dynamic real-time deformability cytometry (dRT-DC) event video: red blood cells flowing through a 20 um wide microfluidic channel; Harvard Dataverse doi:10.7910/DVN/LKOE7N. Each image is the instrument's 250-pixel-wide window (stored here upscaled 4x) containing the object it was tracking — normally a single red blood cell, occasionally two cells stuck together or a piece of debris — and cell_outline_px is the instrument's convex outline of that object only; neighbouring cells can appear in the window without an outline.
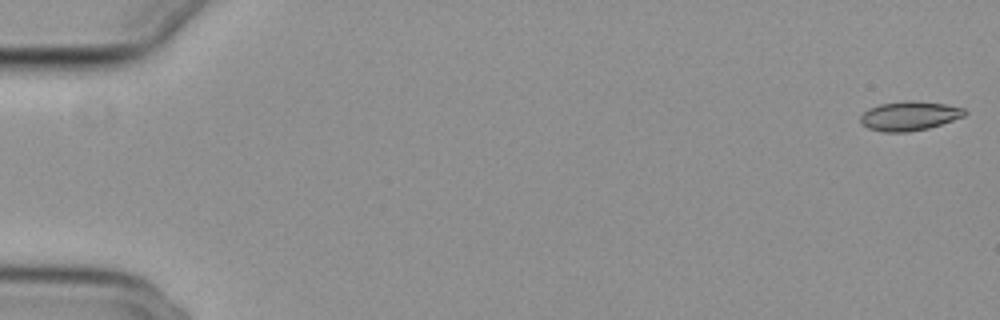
{"species": "common noctule bat (a hibernating species)", "species_latin": "Nyctalus noctula", "temperature_condition": "cold", "stored_images_in_passage": 56, "camera_frame_rate_fps": 3000, "um_per_image_px": 0.085, "animal": {"sex": "female", "body_mass_g": 29.2, "forearm_length_mm": 56.3}, "frame": {"image": 1, "passage_image": 1, "time_ms": 0.0, "image_size_px": [1000, 320], "cell_outline_px": [[968, 112], [964, 116], [928, 128], [908, 132], [884, 132], [868, 128], [860, 124], [860, 116], [868, 108], [880, 104], [904, 100], [916, 100], [944, 104], [964, 108]], "centroid_in_image_um": [77.27, 9.84], "position_along_channel_um": 7.7, "area_um2": 17.86}}
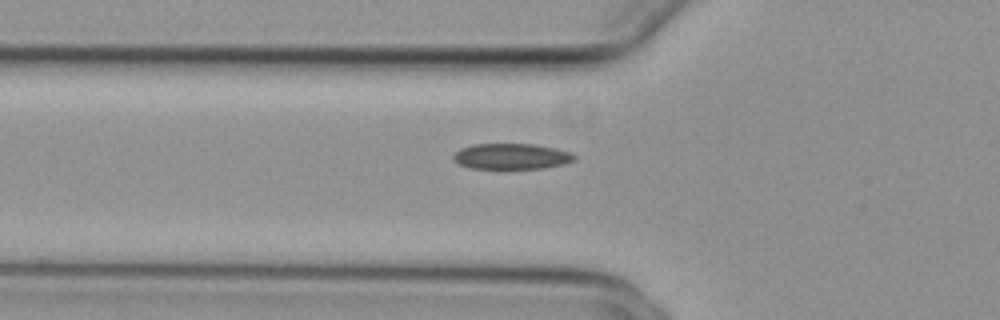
{"frame": {"image": 2, "passage_image": 20, "time_ms": 6.333, "image_size_px": [1000, 320], "cell_outline_px": [[576, 160], [564, 164], [544, 168], [468, 168], [460, 164], [452, 156], [460, 148], [472, 144], [532, 144], [572, 152], [576, 156]], "centroid_in_image_um": [43.49, 13.29], "position_along_channel_um": 82.3, "area_um2": 18.03}}
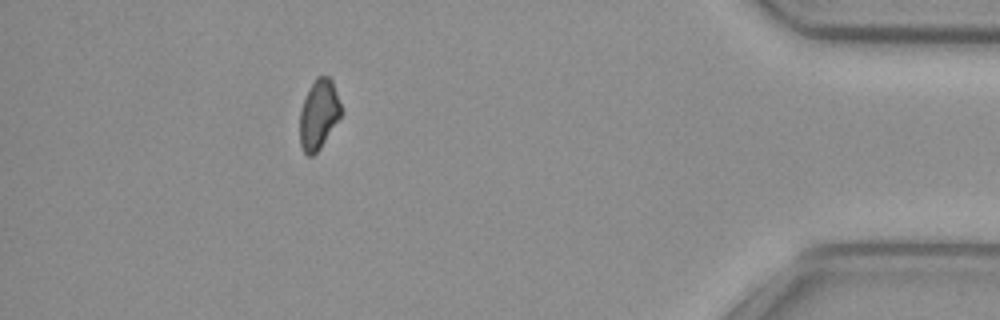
{"frame": {"image": 3, "passage_image": 50, "time_ms": 16.333, "image_size_px": [1000, 320], "cell_outline_px": [[340, 116], [320, 148], [312, 156], [308, 156], [304, 152], [300, 144], [300, 112], [304, 100], [316, 76], [328, 76], [332, 80], [340, 104]], "centroid_in_image_um": [27.07, 9.73], "position_along_channel_um": 408.1, "area_um2": 16.24}, "authors_computed_cell_mechanics": {"area_um2": 17.9469, "velocity_mm_per_s": 3.7643, "shape_relaxation_time_tau1_ms": 6.0359, "shape_relaxation_time_tau2_ms": null, "deformation_change_tau1": 0.1145, "deformation_change_tau2": null}}